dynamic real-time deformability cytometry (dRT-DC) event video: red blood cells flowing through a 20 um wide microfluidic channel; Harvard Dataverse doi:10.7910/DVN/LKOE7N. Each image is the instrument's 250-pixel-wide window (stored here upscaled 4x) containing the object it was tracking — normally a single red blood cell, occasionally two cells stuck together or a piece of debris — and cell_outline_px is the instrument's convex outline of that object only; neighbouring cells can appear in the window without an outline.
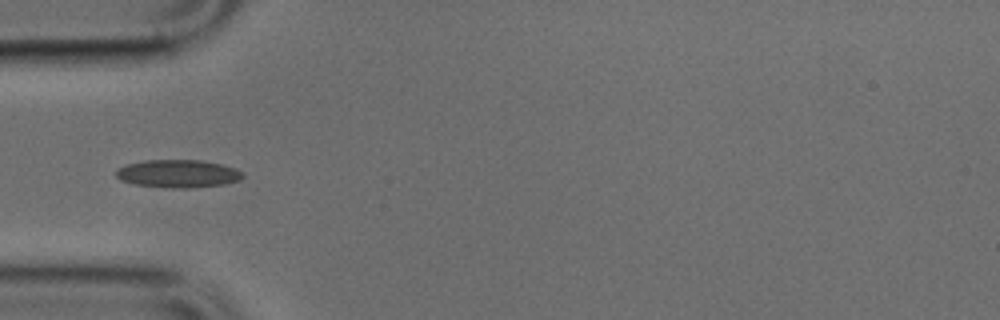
{"species": "common noctule bat (a hibernating species)", "species_latin": "Nyctalus noctula", "temperature_condition": "cold", "stored_images_in_passage": 35, "camera_frame_rate_fps": 3000, "um_per_image_px": 0.085, "animal": {"sex": "male", "body_mass_g": 17.9, "forearm_length_mm": 54.2}, "frame": {"image": 1, "passage_image": 1, "time_ms": 0.0, "image_size_px": [1000, 320], "cell_outline_px": [[244, 176], [240, 180], [224, 184], [192, 188], [172, 188], [136, 184], [120, 180], [116, 176], [116, 168], [128, 164], [148, 160], [200, 160], [220, 164], [236, 168]], "centroid_in_image_um": [15.13, 14.76], "position_along_channel_um": 69.9, "area_um2": 20.46}}
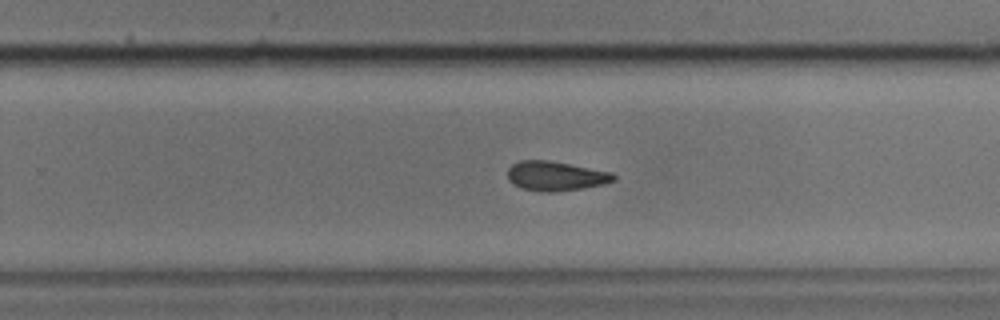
{"frame": {"image": 2, "passage_image": 17, "time_ms": 5.333, "image_size_px": [1000, 320], "cell_outline_px": [[616, 180], [604, 184], [584, 188], [552, 192], [540, 192], [520, 188], [512, 184], [508, 180], [508, 168], [512, 164], [520, 160], [548, 160], [612, 172], [616, 176]], "centroid_in_image_um": [47.21, 14.97], "position_along_channel_um": 282.6, "area_um2": 18.38}}
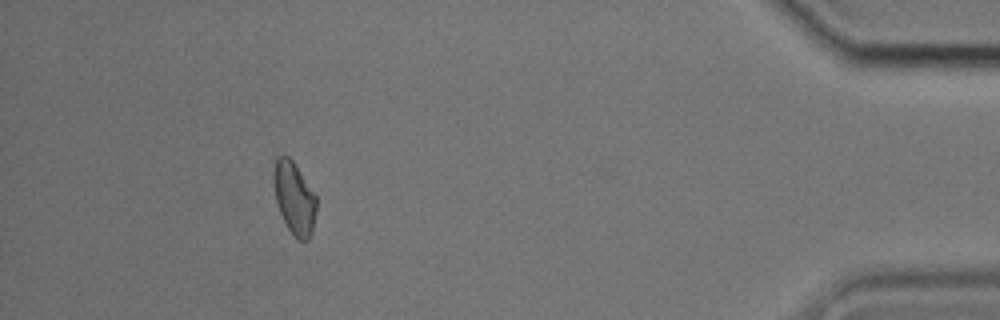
{"frame": {"image": 3, "passage_image": 31, "time_ms": 10.0, "image_size_px": [1000, 320], "cell_outline_px": [[316, 212], [312, 232], [308, 240], [296, 240], [288, 228], [276, 204], [272, 180], [272, 172], [276, 156], [288, 156], [292, 160], [316, 196]], "centroid_in_image_um": [24.98, 16.83], "position_along_channel_um": 410.2, "area_um2": 18.15}}